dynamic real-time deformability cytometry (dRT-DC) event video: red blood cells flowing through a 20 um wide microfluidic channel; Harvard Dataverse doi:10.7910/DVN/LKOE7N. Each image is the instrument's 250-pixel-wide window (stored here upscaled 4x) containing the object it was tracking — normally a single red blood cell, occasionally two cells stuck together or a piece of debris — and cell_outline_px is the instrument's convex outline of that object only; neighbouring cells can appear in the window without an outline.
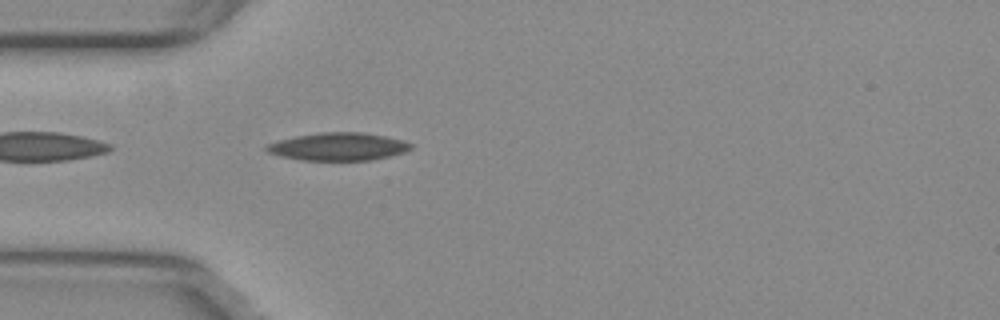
{"species": "common noctule bat (a hibernating species)", "species_latin": "Nyctalus noctula", "temperature_condition": "warm", "stored_images_in_passage": 40, "camera_frame_rate_fps": 3000, "um_per_image_px": 0.085, "animal": {"sex": "female", "body_mass_g": 29.2, "forearm_length_mm": 56.3}, "frame": {"image": 1, "passage_image": 2, "time_ms": 0.333, "image_size_px": [1000, 320], "cell_outline_px": [[412, 148], [404, 152], [372, 160], [300, 160], [280, 156], [268, 152], [264, 148], [268, 144], [280, 140], [296, 136], [320, 132], [364, 132], [404, 140], [412, 144]], "centroid_in_image_um": [28.76, 12.46], "position_along_channel_um": 56.2, "area_um2": 23.29}}
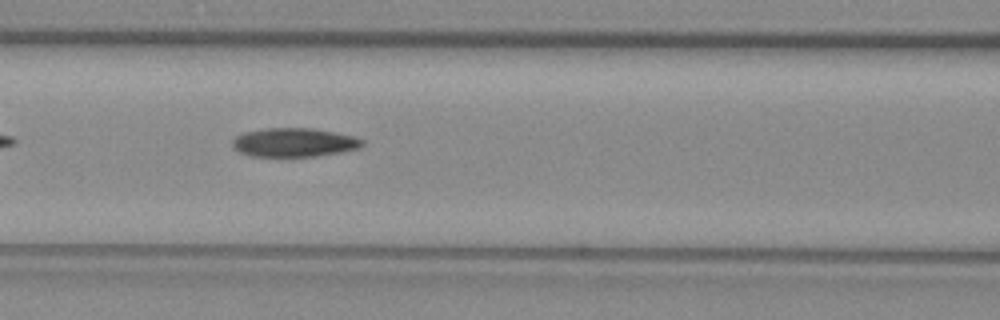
{"frame": {"image": 2, "passage_image": 9, "time_ms": 2.667, "image_size_px": [1000, 320], "cell_outline_px": [[364, 144], [360, 148], [340, 152], [316, 156], [252, 156], [240, 152], [232, 148], [232, 140], [236, 136], [244, 132], [264, 128], [312, 128], [352, 136], [364, 140]], "centroid_in_image_um": [24.97, 12.1], "position_along_channel_um": 141.6, "area_um2": 21.73}}
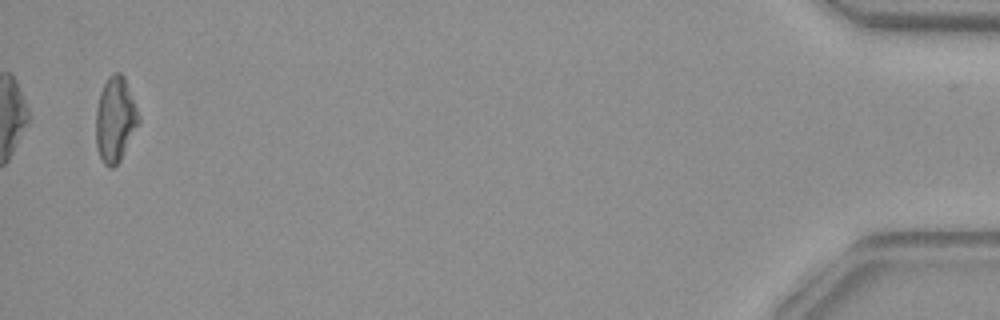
{"frame": {"image": 3, "passage_image": 39, "time_ms": 12.667, "image_size_px": [1000, 320], "cell_outline_px": [[140, 120], [120, 160], [112, 168], [108, 168], [100, 160], [96, 148], [96, 108], [100, 92], [108, 76], [112, 72], [120, 72], [124, 76], [140, 116]], "centroid_in_image_um": [9.77, 10.15], "position_along_channel_um": 425.4, "area_um2": 21.21}, "authors_computed_cell_mechanics": {"area_um2": 21.8195, "velocity_mm_per_s": 3.8032, "shape_relaxation_time_tau1_ms": null, "shape_relaxation_time_tau2_ms": 4.26, "deformation_change_tau1": null, "deformation_change_tau2": 0.1318}}